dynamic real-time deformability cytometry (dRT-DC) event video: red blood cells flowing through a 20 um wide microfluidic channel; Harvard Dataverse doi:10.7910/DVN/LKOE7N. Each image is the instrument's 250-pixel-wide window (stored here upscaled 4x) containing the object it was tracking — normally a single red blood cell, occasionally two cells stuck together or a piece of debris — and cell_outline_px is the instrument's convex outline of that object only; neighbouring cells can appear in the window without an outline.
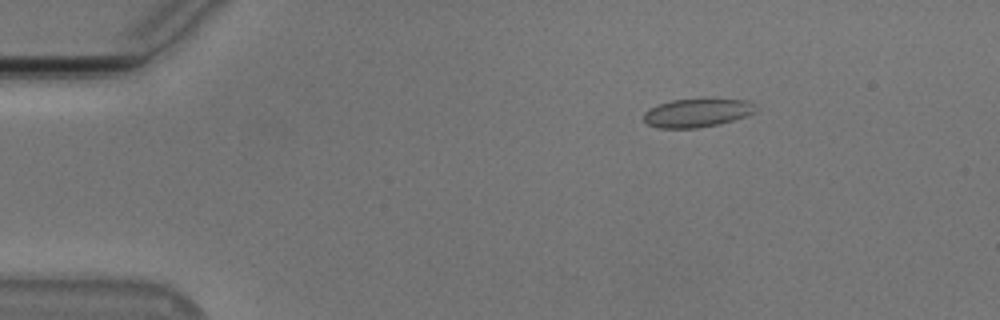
{"species": "Egyptian fruit bat (a non-hibernating species)", "species_latin": "Rousettus aegyptiacus", "temperature_condition": "cold", "stored_images_in_passage": 44, "camera_frame_rate_fps": 3000, "um_per_image_px": 0.085, "animal": {"sex": "male"}, "frame": {"image": 1, "passage_image": 5, "time_ms": 1.333, "image_size_px": [1000, 320], "cell_outline_px": [[756, 112], [732, 120], [716, 124], [696, 128], [656, 128], [648, 124], [644, 120], [644, 112], [648, 108], [672, 100], [748, 100], [752, 104]], "centroid_in_image_um": [59.18, 9.61], "position_along_channel_um": 25.8, "area_um2": 18.03}}
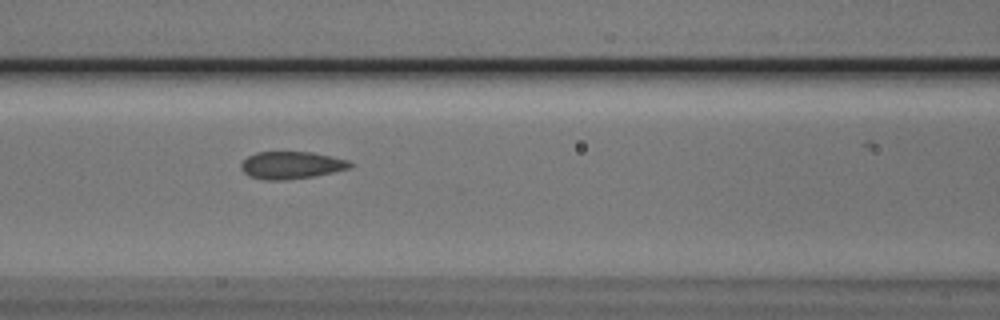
{"frame": {"image": 2, "passage_image": 20, "time_ms": 6.333, "image_size_px": [1000, 320], "cell_outline_px": [[352, 168], [312, 176], [284, 180], [264, 180], [248, 176], [240, 168], [240, 164], [248, 156], [256, 152], [312, 152], [348, 160], [352, 164]], "centroid_in_image_um": [24.73, 14.04], "position_along_channel_um": 141.9, "area_um2": 17.34}}
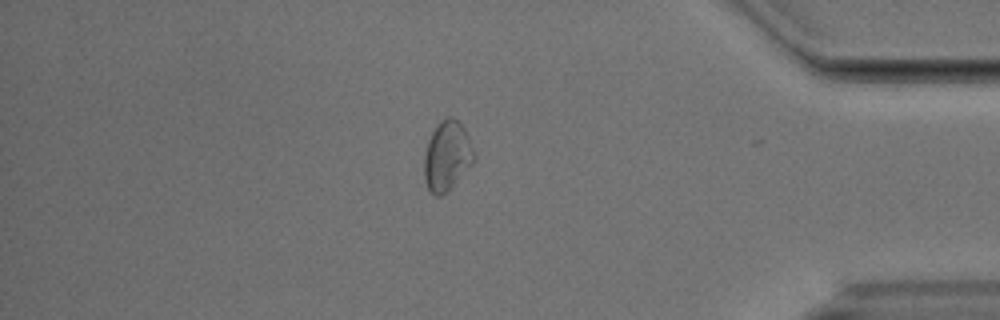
{"frame": {"image": 3, "passage_image": 43, "time_ms": 14.0, "image_size_px": [1000, 320], "cell_outline_px": [[476, 156], [472, 164], [440, 196], [436, 196], [428, 188], [424, 180], [424, 156], [428, 140], [432, 132], [448, 116], [452, 116], [464, 128]], "centroid_in_image_um": [37.98, 13.24], "position_along_channel_um": 397.2, "area_um2": 19.54}, "authors_computed_cell_mechanics": {"area_um2": 17.9758, "velocity_mm_per_s": 3.7462, "shape_relaxation_time_tau1_ms": 7.6273, "shape_relaxation_time_tau2_ms": 1.6393, "deformation_change_tau1": 0.1085, "deformation_change_tau2": 0.0533}}